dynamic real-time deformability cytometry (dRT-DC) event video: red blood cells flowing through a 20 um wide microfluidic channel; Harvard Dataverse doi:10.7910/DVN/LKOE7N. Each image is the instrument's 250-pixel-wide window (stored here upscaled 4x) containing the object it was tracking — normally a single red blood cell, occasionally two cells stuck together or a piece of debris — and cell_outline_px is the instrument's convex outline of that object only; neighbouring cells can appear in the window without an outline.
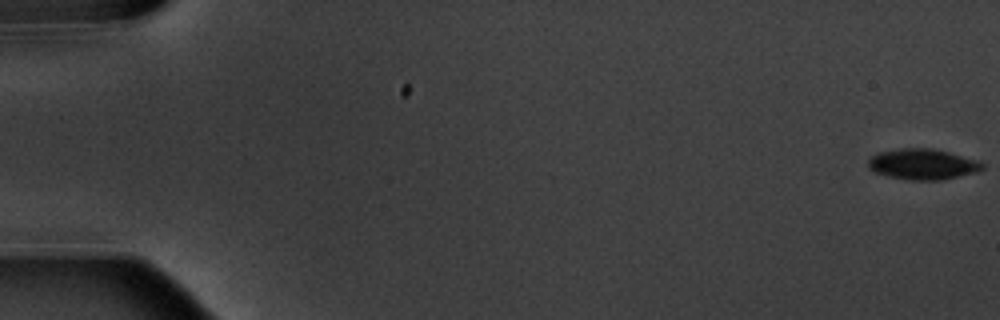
{"species": "common noctule bat (a hibernating species)", "species_latin": "Nyctalus noctula", "temperature_condition": "warm", "stored_images_in_passage": 6, "camera_frame_rate_fps": 3000, "um_per_image_px": 0.085, "animal": {"sex": "male", "body_mass_g": 20.1, "forearm_length_mm": 53.5}, "frame": {"image": 1, "passage_image": 1, "time_ms": 0.0, "image_size_px": [1000, 320], "cell_outline_px": [[984, 168], [976, 172], [940, 180], [908, 180], [888, 176], [876, 172], [868, 168], [868, 160], [872, 156], [880, 152], [900, 148], [932, 148], [980, 160], [984, 164]], "centroid_in_image_um": [78.44, 13.95], "position_along_channel_um": 6.6, "area_um2": 20.4}}
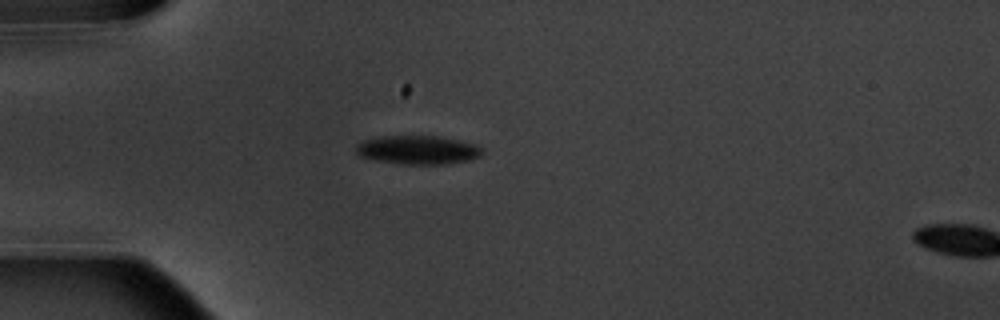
{"frame": {"image": 2, "passage_image": 5, "time_ms": 5.333, "image_size_px": [1000, 320], "cell_outline_px": [[484, 152], [480, 156], [468, 160], [444, 164], [404, 164], [376, 160], [360, 156], [356, 152], [356, 144], [364, 140], [380, 136], [440, 136], [460, 140], [476, 144], [484, 148]], "centroid_in_image_um": [35.55, 12.73], "position_along_channel_um": 49.4, "area_um2": 21.21}}